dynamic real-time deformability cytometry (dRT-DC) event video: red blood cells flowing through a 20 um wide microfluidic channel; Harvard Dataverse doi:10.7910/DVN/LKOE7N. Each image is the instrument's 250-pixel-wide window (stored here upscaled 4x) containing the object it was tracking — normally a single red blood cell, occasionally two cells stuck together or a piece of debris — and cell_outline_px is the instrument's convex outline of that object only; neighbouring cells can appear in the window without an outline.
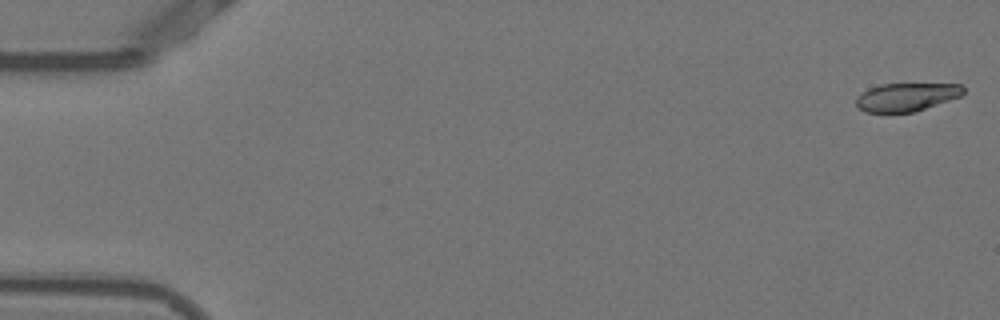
{"species": "Egyptian fruit bat (a non-hibernating species)", "species_latin": "Rousettus aegyptiacus", "temperature_condition": "warm", "stored_images_in_passage": 53, "camera_frame_rate_fps": 3000, "um_per_image_px": 0.085, "animal": {"sex": "female"}, "frame": {"image": 1, "passage_image": 1, "time_ms": 0.0, "image_size_px": [1000, 320], "cell_outline_px": [[964, 92], [960, 96], [912, 112], [864, 112], [856, 104], [856, 96], [860, 92], [868, 88], [880, 84], [964, 84]], "centroid_in_image_um": [77.0, 8.23], "position_along_channel_um": 8.0, "area_um2": 17.51}}
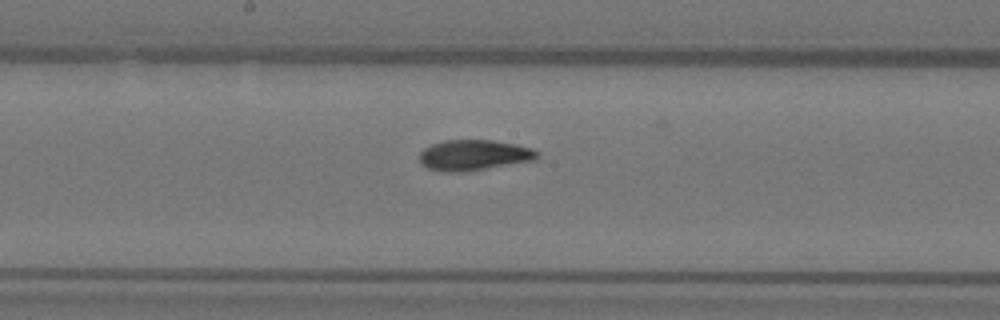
{"frame": {"image": 2, "passage_image": 28, "time_ms": 9.0, "image_size_px": [1000, 320], "cell_outline_px": [[540, 156], [536, 160], [464, 172], [444, 172], [428, 168], [420, 160], [420, 152], [424, 148], [432, 144], [444, 140], [492, 140], [516, 144], [532, 148], [540, 152]], "centroid_in_image_um": [40.33, 13.18], "position_along_channel_um": 207.9, "area_um2": 21.1}}
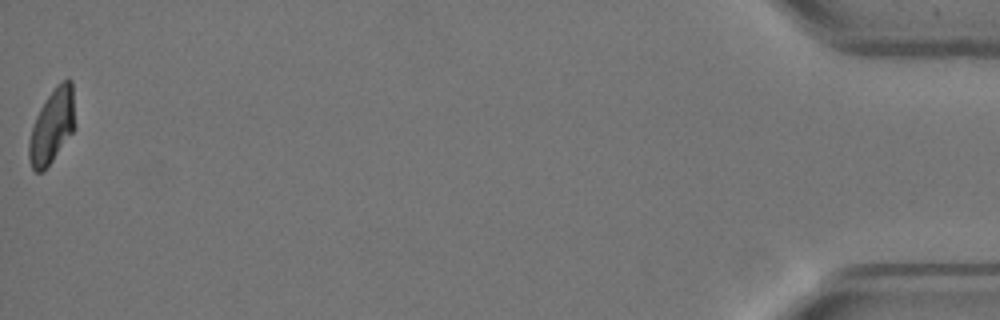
{"frame": {"image": 3, "passage_image": 53, "time_ms": 17.333, "image_size_px": [1000, 320], "cell_outline_px": [[76, 128], [44, 172], [36, 172], [32, 168], [28, 156], [28, 140], [36, 116], [40, 108], [56, 84], [60, 80], [68, 76], [72, 80]], "centroid_in_image_um": [4.45, 10.69], "position_along_channel_um": 430.8, "area_um2": 20.35}, "authors_computed_cell_mechanics": {"area_um2": 20.6346, "velocity_mm_per_s": 3.8423, "shape_relaxation_time_tau1_ms": 5.1649, "shape_relaxation_time_tau2_ms": 1.5333, "deformation_change_tau1": 0.1905, "deformation_change_tau2": 0.0625}}